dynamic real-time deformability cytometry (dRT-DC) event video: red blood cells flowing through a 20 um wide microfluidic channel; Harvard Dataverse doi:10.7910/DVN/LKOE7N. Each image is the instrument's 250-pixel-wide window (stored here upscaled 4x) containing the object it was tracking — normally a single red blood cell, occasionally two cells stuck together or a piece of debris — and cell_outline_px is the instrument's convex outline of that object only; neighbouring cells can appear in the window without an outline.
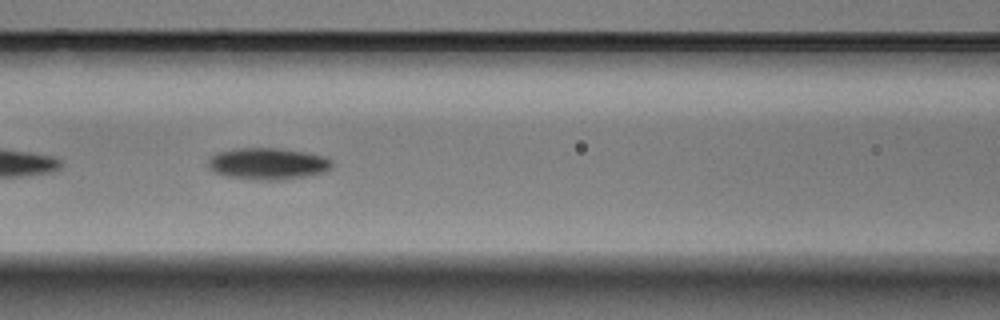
{"species": "Egyptian fruit bat (a non-hibernating species)", "species_latin": "Rousettus aegyptiacus", "temperature_condition": "warm", "stored_images_in_passage": 18, "camera_frame_rate_fps": 3000, "um_per_image_px": 0.085, "animal": {"sex": "male"}, "frame": {"image": 1, "passage_image": 8, "time_ms": 2.333, "image_size_px": [1000, 320], "cell_outline_px": [[332, 164], [324, 172], [284, 180], [260, 180], [224, 176], [212, 172], [208, 168], [208, 160], [216, 152], [236, 148], [280, 148], [304, 152], [324, 156], [332, 160]], "centroid_in_image_um": [22.71, 13.91], "position_along_channel_um": 143.9, "area_um2": 22.95}}
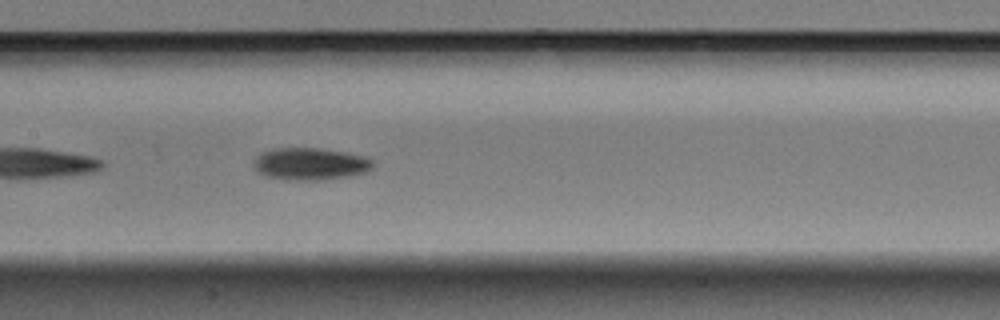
{"frame": {"image": 2, "passage_image": 11, "time_ms": 3.333, "image_size_px": [1000, 320], "cell_outline_px": [[372, 168], [364, 172], [352, 176], [320, 180], [288, 180], [268, 176], [252, 168], [252, 164], [256, 156], [260, 152], [272, 148], [320, 148], [348, 152], [364, 156], [372, 160]], "centroid_in_image_um": [26.34, 13.92], "position_along_channel_um": 181.1, "area_um2": 22.6}}